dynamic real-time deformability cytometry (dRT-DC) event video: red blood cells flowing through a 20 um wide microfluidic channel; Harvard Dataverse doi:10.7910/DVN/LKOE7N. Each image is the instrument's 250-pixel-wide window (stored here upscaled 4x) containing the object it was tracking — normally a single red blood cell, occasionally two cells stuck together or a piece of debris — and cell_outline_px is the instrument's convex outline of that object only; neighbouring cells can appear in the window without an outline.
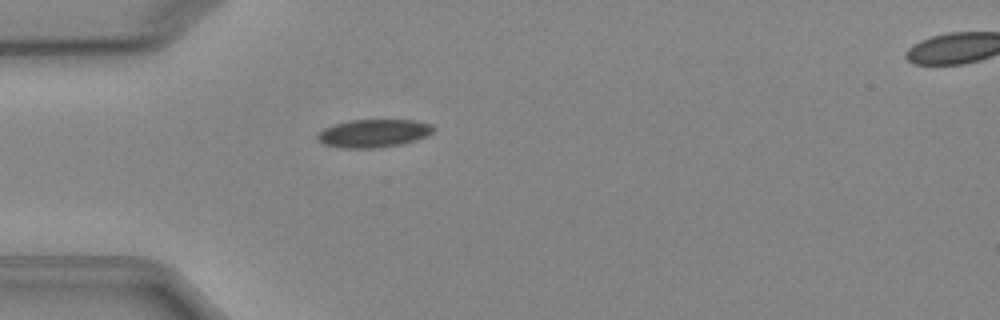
{"species": "Egyptian fruit bat (a non-hibernating species)", "species_latin": "Rousettus aegyptiacus", "temperature_condition": "cold", "stored_images_in_passage": 5, "camera_frame_rate_fps": 3000, "um_per_image_px": 0.085, "animal": {"sex": "female"}, "frame": {"image": 1, "passage_image": 4, "time_ms": 4.333, "image_size_px": [1000, 320], "cell_outline_px": [[436, 128], [428, 136], [416, 140], [400, 144], [376, 148], [340, 148], [324, 144], [316, 140], [316, 136], [324, 128], [332, 124], [348, 120], [416, 120], [432, 124]], "centroid_in_image_um": [31.75, 11.32], "position_along_channel_um": 53.2, "area_um2": 19.19}}